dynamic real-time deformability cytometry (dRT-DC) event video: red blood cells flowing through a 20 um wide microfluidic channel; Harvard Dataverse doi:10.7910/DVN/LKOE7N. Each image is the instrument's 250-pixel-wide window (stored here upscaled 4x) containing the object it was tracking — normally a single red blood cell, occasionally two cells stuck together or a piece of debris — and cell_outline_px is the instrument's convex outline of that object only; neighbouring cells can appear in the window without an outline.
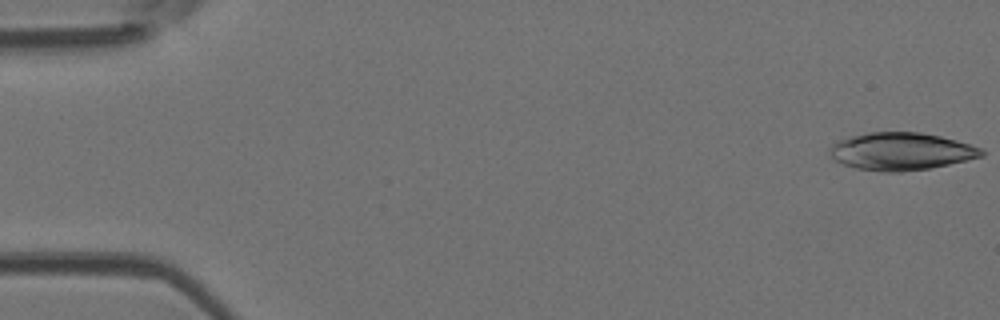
{"species": "Egyptian fruit bat (a non-hibernating species)", "species_latin": "Rousettus aegyptiacus", "temperature_condition": "room temperature", "stored_images_in_passage": 5, "camera_frame_rate_fps": 3000, "um_per_image_px": 0.085, "animal": {"sex": "female"}, "frame": {"image": 1, "passage_image": 1, "time_ms": 0.0, "image_size_px": [1000, 320], "cell_outline_px": [[984, 156], [948, 164], [928, 168], [900, 172], [884, 172], [856, 168], [844, 164], [836, 160], [832, 156], [828, 148], [836, 140], [868, 132], [920, 132], [940, 136], [956, 140], [980, 148], [984, 152]], "centroid_in_image_um": [76.57, 12.86], "position_along_channel_um": 8.4, "area_um2": 33.0}}
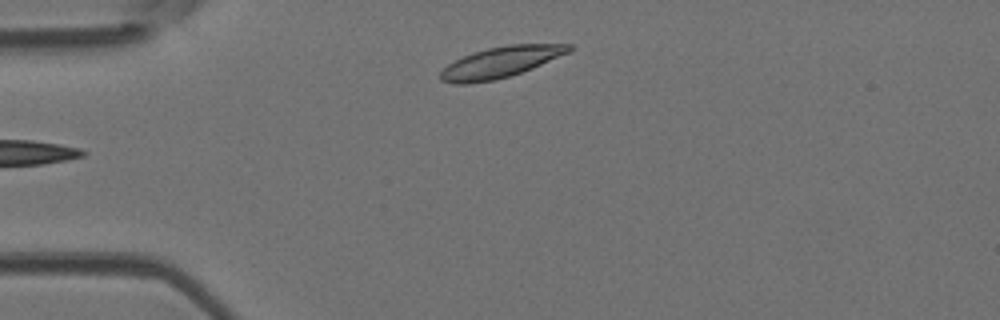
{"frame": {"image": 2, "passage_image": 5, "time_ms": 1.333, "image_size_px": [1000, 320], "cell_outline_px": [[572, 48], [568, 52], [532, 68], [496, 80], [468, 84], [456, 84], [440, 80], [440, 72], [448, 64], [464, 56], [488, 48], [508, 44], [572, 44]], "centroid_in_image_um": [42.52, 5.29], "position_along_channel_um": 42.5, "area_um2": 22.77}}